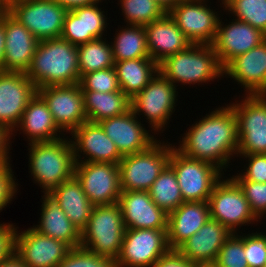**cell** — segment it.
I'll return each instance as SVG.
<instances>
[{
  "label": "cell",
  "mask_w": 266,
  "mask_h": 267,
  "mask_svg": "<svg viewBox=\"0 0 266 267\" xmlns=\"http://www.w3.org/2000/svg\"><path fill=\"white\" fill-rule=\"evenodd\" d=\"M187 131L176 149L189 158L210 162L223 171L237 154V119L230 104L206 114Z\"/></svg>",
  "instance_id": "obj_1"
},
{
  "label": "cell",
  "mask_w": 266,
  "mask_h": 267,
  "mask_svg": "<svg viewBox=\"0 0 266 267\" xmlns=\"http://www.w3.org/2000/svg\"><path fill=\"white\" fill-rule=\"evenodd\" d=\"M26 74L36 89L79 83L77 46L62 38L39 41Z\"/></svg>",
  "instance_id": "obj_2"
},
{
  "label": "cell",
  "mask_w": 266,
  "mask_h": 267,
  "mask_svg": "<svg viewBox=\"0 0 266 267\" xmlns=\"http://www.w3.org/2000/svg\"><path fill=\"white\" fill-rule=\"evenodd\" d=\"M66 139L29 144V172L44 194L74 177L75 154L71 139Z\"/></svg>",
  "instance_id": "obj_3"
},
{
  "label": "cell",
  "mask_w": 266,
  "mask_h": 267,
  "mask_svg": "<svg viewBox=\"0 0 266 267\" xmlns=\"http://www.w3.org/2000/svg\"><path fill=\"white\" fill-rule=\"evenodd\" d=\"M158 71L175 87L177 83L206 84L224 77V67L210 44H192L166 57L158 64Z\"/></svg>",
  "instance_id": "obj_4"
},
{
  "label": "cell",
  "mask_w": 266,
  "mask_h": 267,
  "mask_svg": "<svg viewBox=\"0 0 266 267\" xmlns=\"http://www.w3.org/2000/svg\"><path fill=\"white\" fill-rule=\"evenodd\" d=\"M125 226L119 203L94 206L86 228L81 232V247L100 256L117 260Z\"/></svg>",
  "instance_id": "obj_5"
},
{
  "label": "cell",
  "mask_w": 266,
  "mask_h": 267,
  "mask_svg": "<svg viewBox=\"0 0 266 267\" xmlns=\"http://www.w3.org/2000/svg\"><path fill=\"white\" fill-rule=\"evenodd\" d=\"M174 147L157 140L142 152L123 156L118 164L121 191H148L169 164Z\"/></svg>",
  "instance_id": "obj_6"
},
{
  "label": "cell",
  "mask_w": 266,
  "mask_h": 267,
  "mask_svg": "<svg viewBox=\"0 0 266 267\" xmlns=\"http://www.w3.org/2000/svg\"><path fill=\"white\" fill-rule=\"evenodd\" d=\"M176 147L171 150L169 165L175 172L184 202L208 201L222 178V170L210 162L189 158Z\"/></svg>",
  "instance_id": "obj_7"
},
{
  "label": "cell",
  "mask_w": 266,
  "mask_h": 267,
  "mask_svg": "<svg viewBox=\"0 0 266 267\" xmlns=\"http://www.w3.org/2000/svg\"><path fill=\"white\" fill-rule=\"evenodd\" d=\"M230 105L237 119V157L266 154V94L246 95Z\"/></svg>",
  "instance_id": "obj_8"
},
{
  "label": "cell",
  "mask_w": 266,
  "mask_h": 267,
  "mask_svg": "<svg viewBox=\"0 0 266 267\" xmlns=\"http://www.w3.org/2000/svg\"><path fill=\"white\" fill-rule=\"evenodd\" d=\"M7 11L38 40L60 38L67 10L53 0L5 3Z\"/></svg>",
  "instance_id": "obj_9"
},
{
  "label": "cell",
  "mask_w": 266,
  "mask_h": 267,
  "mask_svg": "<svg viewBox=\"0 0 266 267\" xmlns=\"http://www.w3.org/2000/svg\"><path fill=\"white\" fill-rule=\"evenodd\" d=\"M176 90L177 88L158 71L149 84L131 99V109L136 116L143 113L154 132L164 131L175 111L178 96Z\"/></svg>",
  "instance_id": "obj_10"
},
{
  "label": "cell",
  "mask_w": 266,
  "mask_h": 267,
  "mask_svg": "<svg viewBox=\"0 0 266 267\" xmlns=\"http://www.w3.org/2000/svg\"><path fill=\"white\" fill-rule=\"evenodd\" d=\"M208 204L210 218L221 223L232 233H236L244 224L246 226L259 221L251 211L243 190L232 177L220 179L215 184Z\"/></svg>",
  "instance_id": "obj_11"
},
{
  "label": "cell",
  "mask_w": 266,
  "mask_h": 267,
  "mask_svg": "<svg viewBox=\"0 0 266 267\" xmlns=\"http://www.w3.org/2000/svg\"><path fill=\"white\" fill-rule=\"evenodd\" d=\"M167 229H125L117 267H153L169 250Z\"/></svg>",
  "instance_id": "obj_12"
},
{
  "label": "cell",
  "mask_w": 266,
  "mask_h": 267,
  "mask_svg": "<svg viewBox=\"0 0 266 267\" xmlns=\"http://www.w3.org/2000/svg\"><path fill=\"white\" fill-rule=\"evenodd\" d=\"M37 94L47 104L55 124L62 132L71 134L88 121L79 83L45 86L38 88Z\"/></svg>",
  "instance_id": "obj_13"
},
{
  "label": "cell",
  "mask_w": 266,
  "mask_h": 267,
  "mask_svg": "<svg viewBox=\"0 0 266 267\" xmlns=\"http://www.w3.org/2000/svg\"><path fill=\"white\" fill-rule=\"evenodd\" d=\"M74 176L94 206L118 202L121 194L118 164L76 162Z\"/></svg>",
  "instance_id": "obj_14"
},
{
  "label": "cell",
  "mask_w": 266,
  "mask_h": 267,
  "mask_svg": "<svg viewBox=\"0 0 266 267\" xmlns=\"http://www.w3.org/2000/svg\"><path fill=\"white\" fill-rule=\"evenodd\" d=\"M167 13L192 44L213 43L220 14L210 9L206 0H181Z\"/></svg>",
  "instance_id": "obj_15"
},
{
  "label": "cell",
  "mask_w": 266,
  "mask_h": 267,
  "mask_svg": "<svg viewBox=\"0 0 266 267\" xmlns=\"http://www.w3.org/2000/svg\"><path fill=\"white\" fill-rule=\"evenodd\" d=\"M37 89L24 72L0 71V125L14 135Z\"/></svg>",
  "instance_id": "obj_16"
},
{
  "label": "cell",
  "mask_w": 266,
  "mask_h": 267,
  "mask_svg": "<svg viewBox=\"0 0 266 267\" xmlns=\"http://www.w3.org/2000/svg\"><path fill=\"white\" fill-rule=\"evenodd\" d=\"M18 232L15 254L26 267H57L72 249L68 244L41 234L33 227Z\"/></svg>",
  "instance_id": "obj_17"
},
{
  "label": "cell",
  "mask_w": 266,
  "mask_h": 267,
  "mask_svg": "<svg viewBox=\"0 0 266 267\" xmlns=\"http://www.w3.org/2000/svg\"><path fill=\"white\" fill-rule=\"evenodd\" d=\"M222 23L219 19L216 37L211 45L223 67L266 40V34L248 23L236 19L228 25Z\"/></svg>",
  "instance_id": "obj_18"
},
{
  "label": "cell",
  "mask_w": 266,
  "mask_h": 267,
  "mask_svg": "<svg viewBox=\"0 0 266 267\" xmlns=\"http://www.w3.org/2000/svg\"><path fill=\"white\" fill-rule=\"evenodd\" d=\"M71 135V138L75 140L71 139L76 162L119 164L123 158L115 143L105 134L99 123L84 122ZM79 152L86 154V158L83 157L81 160Z\"/></svg>",
  "instance_id": "obj_19"
},
{
  "label": "cell",
  "mask_w": 266,
  "mask_h": 267,
  "mask_svg": "<svg viewBox=\"0 0 266 267\" xmlns=\"http://www.w3.org/2000/svg\"><path fill=\"white\" fill-rule=\"evenodd\" d=\"M132 109L99 122L122 156L142 152L157 140L144 128Z\"/></svg>",
  "instance_id": "obj_20"
},
{
  "label": "cell",
  "mask_w": 266,
  "mask_h": 267,
  "mask_svg": "<svg viewBox=\"0 0 266 267\" xmlns=\"http://www.w3.org/2000/svg\"><path fill=\"white\" fill-rule=\"evenodd\" d=\"M125 229H167L168 214L148 191H121L118 200Z\"/></svg>",
  "instance_id": "obj_21"
},
{
  "label": "cell",
  "mask_w": 266,
  "mask_h": 267,
  "mask_svg": "<svg viewBox=\"0 0 266 267\" xmlns=\"http://www.w3.org/2000/svg\"><path fill=\"white\" fill-rule=\"evenodd\" d=\"M224 75L243 85L246 95L266 94V40L232 59Z\"/></svg>",
  "instance_id": "obj_22"
},
{
  "label": "cell",
  "mask_w": 266,
  "mask_h": 267,
  "mask_svg": "<svg viewBox=\"0 0 266 267\" xmlns=\"http://www.w3.org/2000/svg\"><path fill=\"white\" fill-rule=\"evenodd\" d=\"M5 34L4 71L26 73L39 41L8 11L5 12Z\"/></svg>",
  "instance_id": "obj_23"
},
{
  "label": "cell",
  "mask_w": 266,
  "mask_h": 267,
  "mask_svg": "<svg viewBox=\"0 0 266 267\" xmlns=\"http://www.w3.org/2000/svg\"><path fill=\"white\" fill-rule=\"evenodd\" d=\"M232 232L211 218L188 238L177 251L190 262L196 264L214 263L219 250Z\"/></svg>",
  "instance_id": "obj_24"
},
{
  "label": "cell",
  "mask_w": 266,
  "mask_h": 267,
  "mask_svg": "<svg viewBox=\"0 0 266 267\" xmlns=\"http://www.w3.org/2000/svg\"><path fill=\"white\" fill-rule=\"evenodd\" d=\"M210 219L208 201H186L168 214L167 243L177 250Z\"/></svg>",
  "instance_id": "obj_25"
},
{
  "label": "cell",
  "mask_w": 266,
  "mask_h": 267,
  "mask_svg": "<svg viewBox=\"0 0 266 267\" xmlns=\"http://www.w3.org/2000/svg\"><path fill=\"white\" fill-rule=\"evenodd\" d=\"M144 27L150 58L157 64L192 45L168 13Z\"/></svg>",
  "instance_id": "obj_26"
},
{
  "label": "cell",
  "mask_w": 266,
  "mask_h": 267,
  "mask_svg": "<svg viewBox=\"0 0 266 267\" xmlns=\"http://www.w3.org/2000/svg\"><path fill=\"white\" fill-rule=\"evenodd\" d=\"M18 128L29 139L28 144L61 139L62 131L55 124L47 104L37 93L28 102L18 125L15 127L17 131ZM57 132H59V136Z\"/></svg>",
  "instance_id": "obj_27"
},
{
  "label": "cell",
  "mask_w": 266,
  "mask_h": 267,
  "mask_svg": "<svg viewBox=\"0 0 266 267\" xmlns=\"http://www.w3.org/2000/svg\"><path fill=\"white\" fill-rule=\"evenodd\" d=\"M41 220L33 228L41 234L68 244L71 248L81 245V233L65 215L58 203L48 194L42 196Z\"/></svg>",
  "instance_id": "obj_28"
},
{
  "label": "cell",
  "mask_w": 266,
  "mask_h": 267,
  "mask_svg": "<svg viewBox=\"0 0 266 267\" xmlns=\"http://www.w3.org/2000/svg\"><path fill=\"white\" fill-rule=\"evenodd\" d=\"M65 215L81 233L87 226L94 205L85 195L80 182L74 176L62 182L49 194Z\"/></svg>",
  "instance_id": "obj_29"
},
{
  "label": "cell",
  "mask_w": 266,
  "mask_h": 267,
  "mask_svg": "<svg viewBox=\"0 0 266 267\" xmlns=\"http://www.w3.org/2000/svg\"><path fill=\"white\" fill-rule=\"evenodd\" d=\"M120 90L132 99L143 90L158 72L152 58H137L114 62Z\"/></svg>",
  "instance_id": "obj_30"
},
{
  "label": "cell",
  "mask_w": 266,
  "mask_h": 267,
  "mask_svg": "<svg viewBox=\"0 0 266 267\" xmlns=\"http://www.w3.org/2000/svg\"><path fill=\"white\" fill-rule=\"evenodd\" d=\"M84 109L89 122L122 115L131 109V99L121 90L114 92L82 91Z\"/></svg>",
  "instance_id": "obj_31"
},
{
  "label": "cell",
  "mask_w": 266,
  "mask_h": 267,
  "mask_svg": "<svg viewBox=\"0 0 266 267\" xmlns=\"http://www.w3.org/2000/svg\"><path fill=\"white\" fill-rule=\"evenodd\" d=\"M127 26L121 27L120 31L115 33L114 41L111 42L114 62L149 58L145 27L130 24Z\"/></svg>",
  "instance_id": "obj_32"
},
{
  "label": "cell",
  "mask_w": 266,
  "mask_h": 267,
  "mask_svg": "<svg viewBox=\"0 0 266 267\" xmlns=\"http://www.w3.org/2000/svg\"><path fill=\"white\" fill-rule=\"evenodd\" d=\"M148 192L153 202L167 214L184 202L175 172L169 164L154 181Z\"/></svg>",
  "instance_id": "obj_33"
},
{
  "label": "cell",
  "mask_w": 266,
  "mask_h": 267,
  "mask_svg": "<svg viewBox=\"0 0 266 267\" xmlns=\"http://www.w3.org/2000/svg\"><path fill=\"white\" fill-rule=\"evenodd\" d=\"M103 39H95L77 46L80 77L83 74L114 67L112 44L109 45L108 41Z\"/></svg>",
  "instance_id": "obj_34"
},
{
  "label": "cell",
  "mask_w": 266,
  "mask_h": 267,
  "mask_svg": "<svg viewBox=\"0 0 266 267\" xmlns=\"http://www.w3.org/2000/svg\"><path fill=\"white\" fill-rule=\"evenodd\" d=\"M223 8L235 19L266 34V0H221Z\"/></svg>",
  "instance_id": "obj_35"
},
{
  "label": "cell",
  "mask_w": 266,
  "mask_h": 267,
  "mask_svg": "<svg viewBox=\"0 0 266 267\" xmlns=\"http://www.w3.org/2000/svg\"><path fill=\"white\" fill-rule=\"evenodd\" d=\"M126 25L146 26L167 12L155 0H119Z\"/></svg>",
  "instance_id": "obj_36"
},
{
  "label": "cell",
  "mask_w": 266,
  "mask_h": 267,
  "mask_svg": "<svg viewBox=\"0 0 266 267\" xmlns=\"http://www.w3.org/2000/svg\"><path fill=\"white\" fill-rule=\"evenodd\" d=\"M213 264L216 267H249L245 259L244 235L232 233L219 250Z\"/></svg>",
  "instance_id": "obj_37"
},
{
  "label": "cell",
  "mask_w": 266,
  "mask_h": 267,
  "mask_svg": "<svg viewBox=\"0 0 266 267\" xmlns=\"http://www.w3.org/2000/svg\"><path fill=\"white\" fill-rule=\"evenodd\" d=\"M79 85L82 91L105 93L120 91L114 67L83 74L80 77Z\"/></svg>",
  "instance_id": "obj_38"
},
{
  "label": "cell",
  "mask_w": 266,
  "mask_h": 267,
  "mask_svg": "<svg viewBox=\"0 0 266 267\" xmlns=\"http://www.w3.org/2000/svg\"><path fill=\"white\" fill-rule=\"evenodd\" d=\"M57 267H117V260L97 255L79 246L72 248Z\"/></svg>",
  "instance_id": "obj_39"
},
{
  "label": "cell",
  "mask_w": 266,
  "mask_h": 267,
  "mask_svg": "<svg viewBox=\"0 0 266 267\" xmlns=\"http://www.w3.org/2000/svg\"><path fill=\"white\" fill-rule=\"evenodd\" d=\"M232 178L243 190L255 217L261 219L266 214V183L246 180L240 173Z\"/></svg>",
  "instance_id": "obj_40"
},
{
  "label": "cell",
  "mask_w": 266,
  "mask_h": 267,
  "mask_svg": "<svg viewBox=\"0 0 266 267\" xmlns=\"http://www.w3.org/2000/svg\"><path fill=\"white\" fill-rule=\"evenodd\" d=\"M60 38L75 46L85 43L84 7L67 11Z\"/></svg>",
  "instance_id": "obj_41"
},
{
  "label": "cell",
  "mask_w": 266,
  "mask_h": 267,
  "mask_svg": "<svg viewBox=\"0 0 266 267\" xmlns=\"http://www.w3.org/2000/svg\"><path fill=\"white\" fill-rule=\"evenodd\" d=\"M98 3L84 6L85 43L103 38L106 31L107 18L105 12L101 11L102 8L97 6Z\"/></svg>",
  "instance_id": "obj_42"
},
{
  "label": "cell",
  "mask_w": 266,
  "mask_h": 267,
  "mask_svg": "<svg viewBox=\"0 0 266 267\" xmlns=\"http://www.w3.org/2000/svg\"><path fill=\"white\" fill-rule=\"evenodd\" d=\"M244 251L249 267H265L266 234L252 232L244 235Z\"/></svg>",
  "instance_id": "obj_43"
},
{
  "label": "cell",
  "mask_w": 266,
  "mask_h": 267,
  "mask_svg": "<svg viewBox=\"0 0 266 267\" xmlns=\"http://www.w3.org/2000/svg\"><path fill=\"white\" fill-rule=\"evenodd\" d=\"M10 162L0 164V211L11 203L17 194V183Z\"/></svg>",
  "instance_id": "obj_44"
},
{
  "label": "cell",
  "mask_w": 266,
  "mask_h": 267,
  "mask_svg": "<svg viewBox=\"0 0 266 267\" xmlns=\"http://www.w3.org/2000/svg\"><path fill=\"white\" fill-rule=\"evenodd\" d=\"M248 159V167L240 173L246 180L266 183V154L242 155Z\"/></svg>",
  "instance_id": "obj_45"
},
{
  "label": "cell",
  "mask_w": 266,
  "mask_h": 267,
  "mask_svg": "<svg viewBox=\"0 0 266 267\" xmlns=\"http://www.w3.org/2000/svg\"><path fill=\"white\" fill-rule=\"evenodd\" d=\"M17 227L0 224V263L15 254Z\"/></svg>",
  "instance_id": "obj_46"
},
{
  "label": "cell",
  "mask_w": 266,
  "mask_h": 267,
  "mask_svg": "<svg viewBox=\"0 0 266 267\" xmlns=\"http://www.w3.org/2000/svg\"><path fill=\"white\" fill-rule=\"evenodd\" d=\"M196 265L183 257L177 250H169L156 261L153 267H196Z\"/></svg>",
  "instance_id": "obj_47"
},
{
  "label": "cell",
  "mask_w": 266,
  "mask_h": 267,
  "mask_svg": "<svg viewBox=\"0 0 266 267\" xmlns=\"http://www.w3.org/2000/svg\"><path fill=\"white\" fill-rule=\"evenodd\" d=\"M10 138L11 133L5 127L0 125V164L10 162Z\"/></svg>",
  "instance_id": "obj_48"
},
{
  "label": "cell",
  "mask_w": 266,
  "mask_h": 267,
  "mask_svg": "<svg viewBox=\"0 0 266 267\" xmlns=\"http://www.w3.org/2000/svg\"><path fill=\"white\" fill-rule=\"evenodd\" d=\"M55 3L61 5L67 11L77 7L90 6L102 0H53Z\"/></svg>",
  "instance_id": "obj_49"
},
{
  "label": "cell",
  "mask_w": 266,
  "mask_h": 267,
  "mask_svg": "<svg viewBox=\"0 0 266 267\" xmlns=\"http://www.w3.org/2000/svg\"><path fill=\"white\" fill-rule=\"evenodd\" d=\"M6 43V34H5V13L0 16V71H4V51Z\"/></svg>",
  "instance_id": "obj_50"
},
{
  "label": "cell",
  "mask_w": 266,
  "mask_h": 267,
  "mask_svg": "<svg viewBox=\"0 0 266 267\" xmlns=\"http://www.w3.org/2000/svg\"><path fill=\"white\" fill-rule=\"evenodd\" d=\"M0 267H26L21 259L14 254L10 258L0 263Z\"/></svg>",
  "instance_id": "obj_51"
},
{
  "label": "cell",
  "mask_w": 266,
  "mask_h": 267,
  "mask_svg": "<svg viewBox=\"0 0 266 267\" xmlns=\"http://www.w3.org/2000/svg\"><path fill=\"white\" fill-rule=\"evenodd\" d=\"M166 12L176 6L181 0H155Z\"/></svg>",
  "instance_id": "obj_52"
},
{
  "label": "cell",
  "mask_w": 266,
  "mask_h": 267,
  "mask_svg": "<svg viewBox=\"0 0 266 267\" xmlns=\"http://www.w3.org/2000/svg\"><path fill=\"white\" fill-rule=\"evenodd\" d=\"M7 11L5 0H0V16Z\"/></svg>",
  "instance_id": "obj_53"
},
{
  "label": "cell",
  "mask_w": 266,
  "mask_h": 267,
  "mask_svg": "<svg viewBox=\"0 0 266 267\" xmlns=\"http://www.w3.org/2000/svg\"><path fill=\"white\" fill-rule=\"evenodd\" d=\"M196 267H216L213 263L197 264Z\"/></svg>",
  "instance_id": "obj_54"
},
{
  "label": "cell",
  "mask_w": 266,
  "mask_h": 267,
  "mask_svg": "<svg viewBox=\"0 0 266 267\" xmlns=\"http://www.w3.org/2000/svg\"><path fill=\"white\" fill-rule=\"evenodd\" d=\"M20 1H25V0H5V3H16Z\"/></svg>",
  "instance_id": "obj_55"
}]
</instances>
